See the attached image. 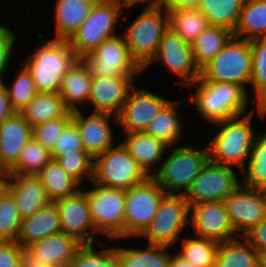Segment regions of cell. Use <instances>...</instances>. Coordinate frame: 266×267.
<instances>
[{"mask_svg":"<svg viewBox=\"0 0 266 267\" xmlns=\"http://www.w3.org/2000/svg\"><path fill=\"white\" fill-rule=\"evenodd\" d=\"M19 113L32 127L57 118H72V111L59 93L50 92H37Z\"/></svg>","mask_w":266,"mask_h":267,"instance_id":"cell-28","label":"cell"},{"mask_svg":"<svg viewBox=\"0 0 266 267\" xmlns=\"http://www.w3.org/2000/svg\"><path fill=\"white\" fill-rule=\"evenodd\" d=\"M233 36V32L220 26L209 25L191 43L193 59L199 70L212 60Z\"/></svg>","mask_w":266,"mask_h":267,"instance_id":"cell-35","label":"cell"},{"mask_svg":"<svg viewBox=\"0 0 266 267\" xmlns=\"http://www.w3.org/2000/svg\"><path fill=\"white\" fill-rule=\"evenodd\" d=\"M83 244L74 236L60 232L38 240L25 248V257L30 262L70 267L76 251Z\"/></svg>","mask_w":266,"mask_h":267,"instance_id":"cell-21","label":"cell"},{"mask_svg":"<svg viewBox=\"0 0 266 267\" xmlns=\"http://www.w3.org/2000/svg\"><path fill=\"white\" fill-rule=\"evenodd\" d=\"M72 118H57L33 126V138L50 152Z\"/></svg>","mask_w":266,"mask_h":267,"instance_id":"cell-45","label":"cell"},{"mask_svg":"<svg viewBox=\"0 0 266 267\" xmlns=\"http://www.w3.org/2000/svg\"><path fill=\"white\" fill-rule=\"evenodd\" d=\"M51 160V152L32 138L24 146L18 161L9 169V172L17 175H36Z\"/></svg>","mask_w":266,"mask_h":267,"instance_id":"cell-39","label":"cell"},{"mask_svg":"<svg viewBox=\"0 0 266 267\" xmlns=\"http://www.w3.org/2000/svg\"><path fill=\"white\" fill-rule=\"evenodd\" d=\"M158 61H161L173 75L181 77L175 85L191 87L190 85L200 78V70L194 63L191 44L183 41L170 28L164 33L156 56L144 70Z\"/></svg>","mask_w":266,"mask_h":267,"instance_id":"cell-15","label":"cell"},{"mask_svg":"<svg viewBox=\"0 0 266 267\" xmlns=\"http://www.w3.org/2000/svg\"><path fill=\"white\" fill-rule=\"evenodd\" d=\"M172 247L164 245L147 244L145 249L115 248L119 267H170Z\"/></svg>","mask_w":266,"mask_h":267,"instance_id":"cell-30","label":"cell"},{"mask_svg":"<svg viewBox=\"0 0 266 267\" xmlns=\"http://www.w3.org/2000/svg\"><path fill=\"white\" fill-rule=\"evenodd\" d=\"M113 114L92 112L88 117L79 109L72 112V121L79 129L84 149L93 157L115 146L110 119Z\"/></svg>","mask_w":266,"mask_h":267,"instance_id":"cell-20","label":"cell"},{"mask_svg":"<svg viewBox=\"0 0 266 267\" xmlns=\"http://www.w3.org/2000/svg\"><path fill=\"white\" fill-rule=\"evenodd\" d=\"M240 184L241 180L234 167L209 160L194 179L184 197L190 205L200 202L224 201Z\"/></svg>","mask_w":266,"mask_h":267,"instance_id":"cell-13","label":"cell"},{"mask_svg":"<svg viewBox=\"0 0 266 267\" xmlns=\"http://www.w3.org/2000/svg\"><path fill=\"white\" fill-rule=\"evenodd\" d=\"M33 138L32 126L18 112L0 123V159L9 170L24 146Z\"/></svg>","mask_w":266,"mask_h":267,"instance_id":"cell-22","label":"cell"},{"mask_svg":"<svg viewBox=\"0 0 266 267\" xmlns=\"http://www.w3.org/2000/svg\"><path fill=\"white\" fill-rule=\"evenodd\" d=\"M191 86L196 88V92L190 95L191 104L209 124L246 114L250 108L249 92L238 84L208 82L199 78Z\"/></svg>","mask_w":266,"mask_h":267,"instance_id":"cell-2","label":"cell"},{"mask_svg":"<svg viewBox=\"0 0 266 267\" xmlns=\"http://www.w3.org/2000/svg\"><path fill=\"white\" fill-rule=\"evenodd\" d=\"M233 36L248 41L266 38V0H245Z\"/></svg>","mask_w":266,"mask_h":267,"instance_id":"cell-32","label":"cell"},{"mask_svg":"<svg viewBox=\"0 0 266 267\" xmlns=\"http://www.w3.org/2000/svg\"><path fill=\"white\" fill-rule=\"evenodd\" d=\"M199 0H164L166 7H197Z\"/></svg>","mask_w":266,"mask_h":267,"instance_id":"cell-52","label":"cell"},{"mask_svg":"<svg viewBox=\"0 0 266 267\" xmlns=\"http://www.w3.org/2000/svg\"><path fill=\"white\" fill-rule=\"evenodd\" d=\"M117 2L126 9L144 3L147 4L144 7H156L164 4V0H117Z\"/></svg>","mask_w":266,"mask_h":267,"instance_id":"cell-51","label":"cell"},{"mask_svg":"<svg viewBox=\"0 0 266 267\" xmlns=\"http://www.w3.org/2000/svg\"><path fill=\"white\" fill-rule=\"evenodd\" d=\"M245 0H199L197 8L209 25L234 31Z\"/></svg>","mask_w":266,"mask_h":267,"instance_id":"cell-36","label":"cell"},{"mask_svg":"<svg viewBox=\"0 0 266 267\" xmlns=\"http://www.w3.org/2000/svg\"><path fill=\"white\" fill-rule=\"evenodd\" d=\"M170 267H194L185 258H183L178 252L171 254Z\"/></svg>","mask_w":266,"mask_h":267,"instance_id":"cell-53","label":"cell"},{"mask_svg":"<svg viewBox=\"0 0 266 267\" xmlns=\"http://www.w3.org/2000/svg\"><path fill=\"white\" fill-rule=\"evenodd\" d=\"M260 267H266V255L260 256Z\"/></svg>","mask_w":266,"mask_h":267,"instance_id":"cell-58","label":"cell"},{"mask_svg":"<svg viewBox=\"0 0 266 267\" xmlns=\"http://www.w3.org/2000/svg\"><path fill=\"white\" fill-rule=\"evenodd\" d=\"M190 204L183 194H166L155 217L139 237L148 244L172 247L189 224Z\"/></svg>","mask_w":266,"mask_h":267,"instance_id":"cell-10","label":"cell"},{"mask_svg":"<svg viewBox=\"0 0 266 267\" xmlns=\"http://www.w3.org/2000/svg\"><path fill=\"white\" fill-rule=\"evenodd\" d=\"M256 104V110L258 111V116L262 119L266 118V94L260 96L257 100L253 101Z\"/></svg>","mask_w":266,"mask_h":267,"instance_id":"cell-55","label":"cell"},{"mask_svg":"<svg viewBox=\"0 0 266 267\" xmlns=\"http://www.w3.org/2000/svg\"><path fill=\"white\" fill-rule=\"evenodd\" d=\"M121 9L123 7L117 1L93 5L87 19L68 40L78 59L118 34L114 31L121 17Z\"/></svg>","mask_w":266,"mask_h":267,"instance_id":"cell-11","label":"cell"},{"mask_svg":"<svg viewBox=\"0 0 266 267\" xmlns=\"http://www.w3.org/2000/svg\"><path fill=\"white\" fill-rule=\"evenodd\" d=\"M254 113L255 107L246 114L212 124L218 132L207 146L211 162L237 167L240 172L245 168L257 136L252 127Z\"/></svg>","mask_w":266,"mask_h":267,"instance_id":"cell-1","label":"cell"},{"mask_svg":"<svg viewBox=\"0 0 266 267\" xmlns=\"http://www.w3.org/2000/svg\"><path fill=\"white\" fill-rule=\"evenodd\" d=\"M134 78L92 76L89 98V103L94 107L92 111L113 114L117 123V115L135 86Z\"/></svg>","mask_w":266,"mask_h":267,"instance_id":"cell-19","label":"cell"},{"mask_svg":"<svg viewBox=\"0 0 266 267\" xmlns=\"http://www.w3.org/2000/svg\"><path fill=\"white\" fill-rule=\"evenodd\" d=\"M252 73L251 41L232 36L222 50L200 69V79L235 83L246 91Z\"/></svg>","mask_w":266,"mask_h":267,"instance_id":"cell-6","label":"cell"},{"mask_svg":"<svg viewBox=\"0 0 266 267\" xmlns=\"http://www.w3.org/2000/svg\"><path fill=\"white\" fill-rule=\"evenodd\" d=\"M74 150H85L82 139L80 137L79 129L76 124L71 121L62 131L54 149L51 151L52 159L55 160L57 157L71 153Z\"/></svg>","mask_w":266,"mask_h":267,"instance_id":"cell-46","label":"cell"},{"mask_svg":"<svg viewBox=\"0 0 266 267\" xmlns=\"http://www.w3.org/2000/svg\"><path fill=\"white\" fill-rule=\"evenodd\" d=\"M123 134L124 140L121 143L146 174L149 177L153 176L158 171L157 164L159 165V162L163 161L169 146L146 131Z\"/></svg>","mask_w":266,"mask_h":267,"instance_id":"cell-24","label":"cell"},{"mask_svg":"<svg viewBox=\"0 0 266 267\" xmlns=\"http://www.w3.org/2000/svg\"><path fill=\"white\" fill-rule=\"evenodd\" d=\"M189 223L195 236L219 243L236 239L223 201L200 202L190 205Z\"/></svg>","mask_w":266,"mask_h":267,"instance_id":"cell-18","label":"cell"},{"mask_svg":"<svg viewBox=\"0 0 266 267\" xmlns=\"http://www.w3.org/2000/svg\"><path fill=\"white\" fill-rule=\"evenodd\" d=\"M141 11L133 23L124 28L123 35L131 56L144 69L156 56L160 41L169 29V16L164 4L144 7Z\"/></svg>","mask_w":266,"mask_h":267,"instance_id":"cell-5","label":"cell"},{"mask_svg":"<svg viewBox=\"0 0 266 267\" xmlns=\"http://www.w3.org/2000/svg\"><path fill=\"white\" fill-rule=\"evenodd\" d=\"M8 191L14 197L22 219L33 216L50 203L36 175L11 174Z\"/></svg>","mask_w":266,"mask_h":267,"instance_id":"cell-23","label":"cell"},{"mask_svg":"<svg viewBox=\"0 0 266 267\" xmlns=\"http://www.w3.org/2000/svg\"><path fill=\"white\" fill-rule=\"evenodd\" d=\"M36 176L40 179L49 201L53 203L82 189V185L53 159Z\"/></svg>","mask_w":266,"mask_h":267,"instance_id":"cell-31","label":"cell"},{"mask_svg":"<svg viewBox=\"0 0 266 267\" xmlns=\"http://www.w3.org/2000/svg\"><path fill=\"white\" fill-rule=\"evenodd\" d=\"M166 194L152 176L126 190L124 239L138 237L145 231Z\"/></svg>","mask_w":266,"mask_h":267,"instance_id":"cell-12","label":"cell"},{"mask_svg":"<svg viewBox=\"0 0 266 267\" xmlns=\"http://www.w3.org/2000/svg\"><path fill=\"white\" fill-rule=\"evenodd\" d=\"M95 244H83L75 253L70 267H119L115 248L96 250Z\"/></svg>","mask_w":266,"mask_h":267,"instance_id":"cell-41","label":"cell"},{"mask_svg":"<svg viewBox=\"0 0 266 267\" xmlns=\"http://www.w3.org/2000/svg\"><path fill=\"white\" fill-rule=\"evenodd\" d=\"M219 243L214 267H260V255L241 237Z\"/></svg>","mask_w":266,"mask_h":267,"instance_id":"cell-34","label":"cell"},{"mask_svg":"<svg viewBox=\"0 0 266 267\" xmlns=\"http://www.w3.org/2000/svg\"><path fill=\"white\" fill-rule=\"evenodd\" d=\"M243 237L260 256L266 255V219L254 226Z\"/></svg>","mask_w":266,"mask_h":267,"instance_id":"cell-49","label":"cell"},{"mask_svg":"<svg viewBox=\"0 0 266 267\" xmlns=\"http://www.w3.org/2000/svg\"><path fill=\"white\" fill-rule=\"evenodd\" d=\"M90 182L93 187L84 191L95 230L109 240L124 239L126 190L107 187L94 180Z\"/></svg>","mask_w":266,"mask_h":267,"instance_id":"cell-7","label":"cell"},{"mask_svg":"<svg viewBox=\"0 0 266 267\" xmlns=\"http://www.w3.org/2000/svg\"><path fill=\"white\" fill-rule=\"evenodd\" d=\"M93 5L90 0H57L54 7V39L69 40L87 19Z\"/></svg>","mask_w":266,"mask_h":267,"instance_id":"cell-27","label":"cell"},{"mask_svg":"<svg viewBox=\"0 0 266 267\" xmlns=\"http://www.w3.org/2000/svg\"><path fill=\"white\" fill-rule=\"evenodd\" d=\"M252 73L250 85L254 88V101L266 94V38L251 40Z\"/></svg>","mask_w":266,"mask_h":267,"instance_id":"cell-44","label":"cell"},{"mask_svg":"<svg viewBox=\"0 0 266 267\" xmlns=\"http://www.w3.org/2000/svg\"><path fill=\"white\" fill-rule=\"evenodd\" d=\"M169 151L170 155L163 158L152 177L167 194L184 195L210 160L208 147L200 150L187 145H175L169 146L167 152Z\"/></svg>","mask_w":266,"mask_h":267,"instance_id":"cell-4","label":"cell"},{"mask_svg":"<svg viewBox=\"0 0 266 267\" xmlns=\"http://www.w3.org/2000/svg\"><path fill=\"white\" fill-rule=\"evenodd\" d=\"M90 1L93 2L94 4H98V3H110L117 0H90Z\"/></svg>","mask_w":266,"mask_h":267,"instance_id":"cell-57","label":"cell"},{"mask_svg":"<svg viewBox=\"0 0 266 267\" xmlns=\"http://www.w3.org/2000/svg\"><path fill=\"white\" fill-rule=\"evenodd\" d=\"M169 28L183 41L191 44L209 26L197 7H167Z\"/></svg>","mask_w":266,"mask_h":267,"instance_id":"cell-33","label":"cell"},{"mask_svg":"<svg viewBox=\"0 0 266 267\" xmlns=\"http://www.w3.org/2000/svg\"><path fill=\"white\" fill-rule=\"evenodd\" d=\"M182 101H169L152 119L146 132L168 146L180 145L184 132L181 116H178L177 106ZM180 117V118H179Z\"/></svg>","mask_w":266,"mask_h":267,"instance_id":"cell-29","label":"cell"},{"mask_svg":"<svg viewBox=\"0 0 266 267\" xmlns=\"http://www.w3.org/2000/svg\"><path fill=\"white\" fill-rule=\"evenodd\" d=\"M57 163L81 185L85 178L89 181L93 177L94 158L86 150H74L55 159Z\"/></svg>","mask_w":266,"mask_h":267,"instance_id":"cell-42","label":"cell"},{"mask_svg":"<svg viewBox=\"0 0 266 267\" xmlns=\"http://www.w3.org/2000/svg\"><path fill=\"white\" fill-rule=\"evenodd\" d=\"M22 218L12 194L0 198V241H16Z\"/></svg>","mask_w":266,"mask_h":267,"instance_id":"cell-43","label":"cell"},{"mask_svg":"<svg viewBox=\"0 0 266 267\" xmlns=\"http://www.w3.org/2000/svg\"><path fill=\"white\" fill-rule=\"evenodd\" d=\"M80 60L88 68L91 76L135 77L144 71L131 56L124 35L106 39Z\"/></svg>","mask_w":266,"mask_h":267,"instance_id":"cell-9","label":"cell"},{"mask_svg":"<svg viewBox=\"0 0 266 267\" xmlns=\"http://www.w3.org/2000/svg\"><path fill=\"white\" fill-rule=\"evenodd\" d=\"M23 267H55V266L30 262L25 258Z\"/></svg>","mask_w":266,"mask_h":267,"instance_id":"cell-56","label":"cell"},{"mask_svg":"<svg viewBox=\"0 0 266 267\" xmlns=\"http://www.w3.org/2000/svg\"><path fill=\"white\" fill-rule=\"evenodd\" d=\"M33 51L23 64L37 92L58 93L63 76L78 60L68 40L50 39Z\"/></svg>","mask_w":266,"mask_h":267,"instance_id":"cell-3","label":"cell"},{"mask_svg":"<svg viewBox=\"0 0 266 267\" xmlns=\"http://www.w3.org/2000/svg\"><path fill=\"white\" fill-rule=\"evenodd\" d=\"M223 203L239 238L266 219V189L240 184Z\"/></svg>","mask_w":266,"mask_h":267,"instance_id":"cell-14","label":"cell"},{"mask_svg":"<svg viewBox=\"0 0 266 267\" xmlns=\"http://www.w3.org/2000/svg\"><path fill=\"white\" fill-rule=\"evenodd\" d=\"M148 177L122 143L94 158L92 180L98 184L127 190Z\"/></svg>","mask_w":266,"mask_h":267,"instance_id":"cell-8","label":"cell"},{"mask_svg":"<svg viewBox=\"0 0 266 267\" xmlns=\"http://www.w3.org/2000/svg\"><path fill=\"white\" fill-rule=\"evenodd\" d=\"M241 184L251 188L266 189V130L258 133L245 168Z\"/></svg>","mask_w":266,"mask_h":267,"instance_id":"cell-37","label":"cell"},{"mask_svg":"<svg viewBox=\"0 0 266 267\" xmlns=\"http://www.w3.org/2000/svg\"><path fill=\"white\" fill-rule=\"evenodd\" d=\"M6 83L0 78V123L15 113L8 98Z\"/></svg>","mask_w":266,"mask_h":267,"instance_id":"cell-50","label":"cell"},{"mask_svg":"<svg viewBox=\"0 0 266 267\" xmlns=\"http://www.w3.org/2000/svg\"><path fill=\"white\" fill-rule=\"evenodd\" d=\"M54 203L59 212L63 233L74 236L82 244L96 243L95 235L99 234L95 230L90 204L83 189Z\"/></svg>","mask_w":266,"mask_h":267,"instance_id":"cell-17","label":"cell"},{"mask_svg":"<svg viewBox=\"0 0 266 267\" xmlns=\"http://www.w3.org/2000/svg\"><path fill=\"white\" fill-rule=\"evenodd\" d=\"M193 236L179 238L181 247L178 253L194 267H214L219 242Z\"/></svg>","mask_w":266,"mask_h":267,"instance_id":"cell-38","label":"cell"},{"mask_svg":"<svg viewBox=\"0 0 266 267\" xmlns=\"http://www.w3.org/2000/svg\"><path fill=\"white\" fill-rule=\"evenodd\" d=\"M91 81L92 76L80 59L63 76L58 93L72 112L79 110L82 103L88 105Z\"/></svg>","mask_w":266,"mask_h":267,"instance_id":"cell-26","label":"cell"},{"mask_svg":"<svg viewBox=\"0 0 266 267\" xmlns=\"http://www.w3.org/2000/svg\"><path fill=\"white\" fill-rule=\"evenodd\" d=\"M169 101L135 85L117 115V124L122 126L124 133L146 131L152 119Z\"/></svg>","mask_w":266,"mask_h":267,"instance_id":"cell-16","label":"cell"},{"mask_svg":"<svg viewBox=\"0 0 266 267\" xmlns=\"http://www.w3.org/2000/svg\"><path fill=\"white\" fill-rule=\"evenodd\" d=\"M25 248L17 241H0V267H23Z\"/></svg>","mask_w":266,"mask_h":267,"instance_id":"cell-47","label":"cell"},{"mask_svg":"<svg viewBox=\"0 0 266 267\" xmlns=\"http://www.w3.org/2000/svg\"><path fill=\"white\" fill-rule=\"evenodd\" d=\"M9 170L3 165L0 159V172H8Z\"/></svg>","mask_w":266,"mask_h":267,"instance_id":"cell-59","label":"cell"},{"mask_svg":"<svg viewBox=\"0 0 266 267\" xmlns=\"http://www.w3.org/2000/svg\"><path fill=\"white\" fill-rule=\"evenodd\" d=\"M11 173L0 172V198L8 191Z\"/></svg>","mask_w":266,"mask_h":267,"instance_id":"cell-54","label":"cell"},{"mask_svg":"<svg viewBox=\"0 0 266 267\" xmlns=\"http://www.w3.org/2000/svg\"><path fill=\"white\" fill-rule=\"evenodd\" d=\"M60 232L62 229L59 212L55 203L50 202L33 216L22 220L16 241L26 248L38 240Z\"/></svg>","mask_w":266,"mask_h":267,"instance_id":"cell-25","label":"cell"},{"mask_svg":"<svg viewBox=\"0 0 266 267\" xmlns=\"http://www.w3.org/2000/svg\"><path fill=\"white\" fill-rule=\"evenodd\" d=\"M14 78V81L10 83L11 86L8 87L6 84V88L13 110L19 113L34 99L37 90L30 71L23 63L18 75Z\"/></svg>","mask_w":266,"mask_h":267,"instance_id":"cell-40","label":"cell"},{"mask_svg":"<svg viewBox=\"0 0 266 267\" xmlns=\"http://www.w3.org/2000/svg\"><path fill=\"white\" fill-rule=\"evenodd\" d=\"M15 30L12 31L9 23L0 24V78H3V74L6 73L7 67L10 65L13 47L17 40Z\"/></svg>","mask_w":266,"mask_h":267,"instance_id":"cell-48","label":"cell"}]
</instances>
